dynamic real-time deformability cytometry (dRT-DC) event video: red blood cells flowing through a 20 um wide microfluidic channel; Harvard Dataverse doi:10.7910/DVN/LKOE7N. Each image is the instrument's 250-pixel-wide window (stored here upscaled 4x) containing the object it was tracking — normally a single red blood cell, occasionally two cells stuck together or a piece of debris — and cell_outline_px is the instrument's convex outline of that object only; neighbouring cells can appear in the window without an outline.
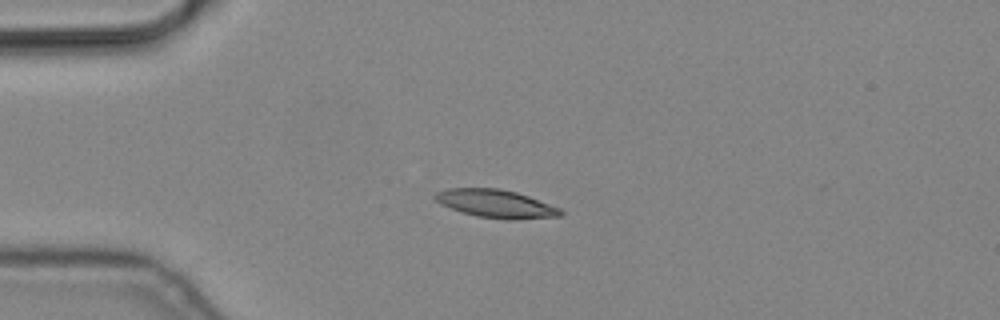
{"species": "common noctule bat (a hibernating species)", "species_latin": "Nyctalus noctula", "temperature_condition": "cold", "stored_images_in_passage": 2, "camera_frame_rate_fps": 3000, "um_per_image_px": 0.085, "animal": {"sex": "male", "body_mass_g": 19.2, "forearm_length_mm": 51.8}, "frame": {"image": 1, "passage_image": 2, "time_ms": 0.333, "image_size_px": [1000, 320], "cell_outline_px": [[564, 212], [560, 216], [512, 220], [476, 216], [460, 212], [440, 204], [432, 196], [436, 192], [448, 188], [500, 188], [516, 192], [528, 196], [560, 208]], "centroid_in_image_um": [42.12, 17.31], "position_along_channel_um": 42.9, "area_um2": 20.58}}